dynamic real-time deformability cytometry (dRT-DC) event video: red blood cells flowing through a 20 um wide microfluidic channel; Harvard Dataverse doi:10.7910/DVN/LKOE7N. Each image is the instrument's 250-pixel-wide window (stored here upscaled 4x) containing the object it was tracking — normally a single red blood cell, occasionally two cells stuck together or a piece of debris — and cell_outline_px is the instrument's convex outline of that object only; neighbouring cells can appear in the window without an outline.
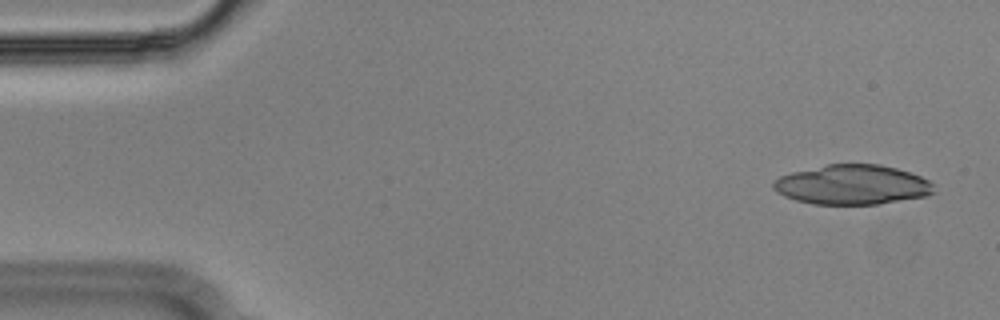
{"species": "Egyptian fruit bat (a non-hibernating species)", "species_latin": "Rousettus aegyptiacus", "temperature_condition": "cold", "stored_images_in_passage": 14, "camera_frame_rate_fps": 3000, "um_per_image_px": 0.085, "animal": {"sex": "male"}, "frame": {"image": 1, "passage_image": 3, "time_ms": 0.667, "image_size_px": [1000, 320], "cell_outline_px": [[936, 192], [928, 196], [880, 204], [812, 204], [796, 200], [784, 196], [776, 192], [772, 188], [772, 184], [780, 176], [792, 172], [828, 164], [880, 164], [896, 168], [920, 176], [936, 184]], "centroid_in_image_um": [72.49, 15.71], "position_along_channel_um": 12.5, "area_um2": 37.4}}